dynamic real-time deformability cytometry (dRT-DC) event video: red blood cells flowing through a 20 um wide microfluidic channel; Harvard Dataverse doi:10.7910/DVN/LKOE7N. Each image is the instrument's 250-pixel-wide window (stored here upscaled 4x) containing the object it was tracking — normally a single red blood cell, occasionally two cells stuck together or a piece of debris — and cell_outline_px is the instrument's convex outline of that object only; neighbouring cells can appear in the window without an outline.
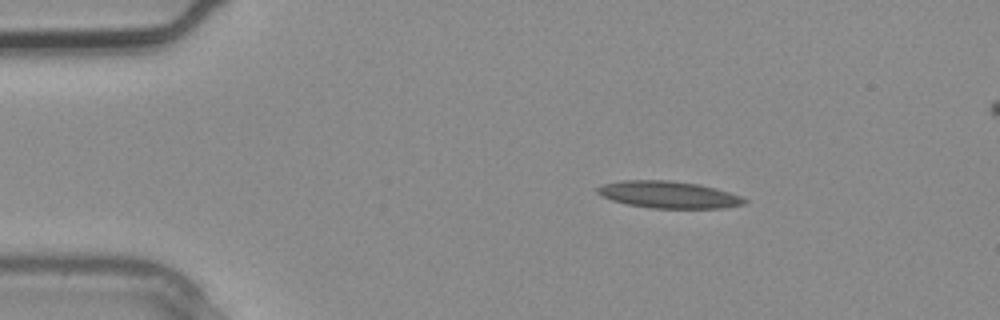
{"species": "common noctule bat (a hibernating species)", "species_latin": "Nyctalus noctula", "temperature_condition": "warm", "stored_images_in_passage": 3, "camera_frame_rate_fps": 3000, "um_per_image_px": 0.085, "animal": {"sex": "male", "body_mass_g": 20.4}, "frame": {"image": 1, "passage_image": 1, "time_ms": 0.0, "image_size_px": [1000, 320], "cell_outline_px": [[748, 200], [744, 204], [724, 208], [652, 208], [628, 204], [612, 200], [596, 192], [596, 188], [604, 184], [620, 180], [668, 180], [700, 184], [716, 188], [740, 196]], "centroid_in_image_um": [56.84, 16.54], "position_along_channel_um": 28.2, "area_um2": 23.0}}